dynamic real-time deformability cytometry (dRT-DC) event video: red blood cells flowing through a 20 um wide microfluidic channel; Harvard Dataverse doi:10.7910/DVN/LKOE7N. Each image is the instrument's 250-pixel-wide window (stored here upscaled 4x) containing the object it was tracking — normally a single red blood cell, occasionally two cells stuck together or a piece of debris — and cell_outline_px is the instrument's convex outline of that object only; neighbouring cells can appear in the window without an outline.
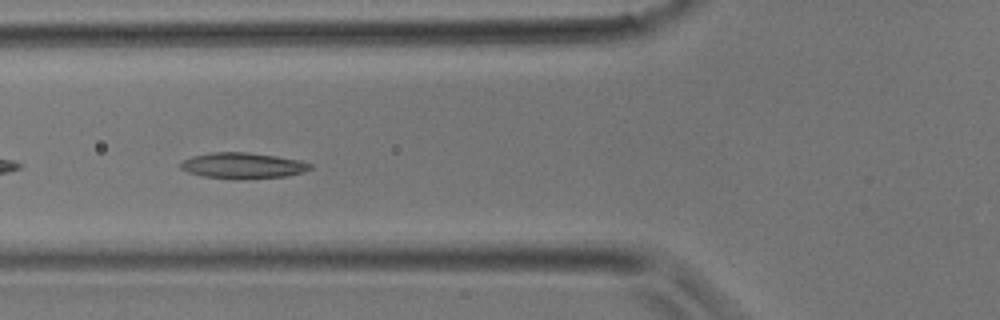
{"species": "common noctule bat (a hibernating species)", "species_latin": "Nyctalus noctula", "temperature_condition": "room temperature", "stored_images_in_passage": 12, "camera_frame_rate_fps": 3000, "um_per_image_px": 0.085, "animal": {"sex": "male", "body_mass_g": 17.9}, "frame": {"image": 1, "passage_image": 10, "time_ms": 3.0, "image_size_px": [1000, 320], "cell_outline_px": [[312, 168], [304, 172], [288, 176], [240, 180], [236, 180], [204, 176], [188, 172], [180, 168], [180, 164], [184, 160], [192, 156], [212, 152], [248, 152], [276, 156], [300, 160], [312, 164]], "centroid_in_image_um": [20.67, 14.08], "position_along_channel_um": 105.1, "area_um2": 19.77}}